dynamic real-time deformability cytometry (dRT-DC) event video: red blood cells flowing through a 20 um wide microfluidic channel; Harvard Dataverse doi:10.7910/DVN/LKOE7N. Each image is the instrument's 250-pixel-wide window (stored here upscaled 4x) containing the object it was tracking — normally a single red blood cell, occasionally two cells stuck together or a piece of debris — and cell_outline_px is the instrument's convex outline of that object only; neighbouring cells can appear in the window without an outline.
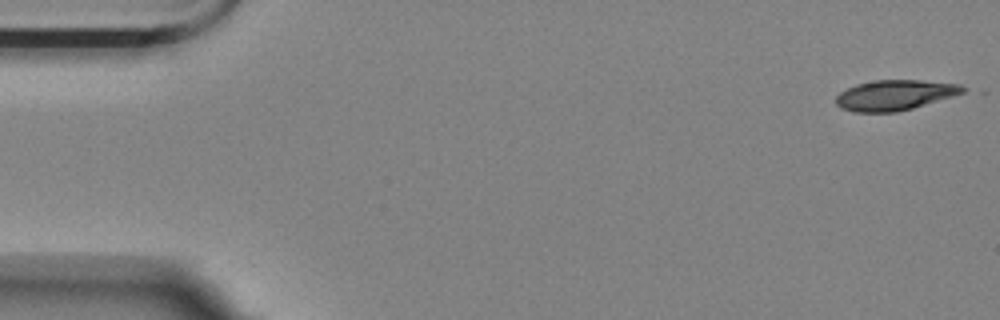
{"species": "Egyptian fruit bat (a non-hibernating species)", "species_latin": "Rousettus aegyptiacus", "temperature_condition": "room temperature", "stored_images_in_passage": 4, "camera_frame_rate_fps": 3000, "um_per_image_px": 0.085, "animal": {"sex": "female"}, "frame": {"image": 1, "passage_image": 1, "time_ms": 0.0, "image_size_px": [1000, 320], "cell_outline_px": [[968, 88], [964, 92], [952, 96], [912, 108], [896, 112], [852, 112], [840, 108], [836, 104], [836, 96], [840, 92], [856, 84], [872, 80], [920, 80], [960, 84]], "centroid_in_image_um": [76.03, 8.08], "position_along_channel_um": 9.0, "area_um2": 22.37}}
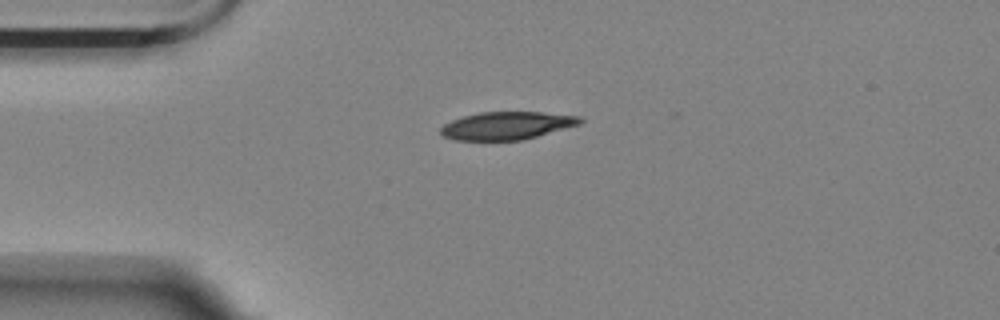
{"frame": {"image": 2, "passage_image": 3, "time_ms": 4.0, "image_size_px": [1000, 320], "cell_outline_px": [[584, 120], [580, 124], [524, 140], [456, 140], [444, 136], [440, 132], [440, 128], [444, 124], [452, 120], [464, 116], [480, 112], [540, 112], [580, 116]], "centroid_in_image_um": [43.09, 10.68], "position_along_channel_um": 41.9, "area_um2": 22.54}}